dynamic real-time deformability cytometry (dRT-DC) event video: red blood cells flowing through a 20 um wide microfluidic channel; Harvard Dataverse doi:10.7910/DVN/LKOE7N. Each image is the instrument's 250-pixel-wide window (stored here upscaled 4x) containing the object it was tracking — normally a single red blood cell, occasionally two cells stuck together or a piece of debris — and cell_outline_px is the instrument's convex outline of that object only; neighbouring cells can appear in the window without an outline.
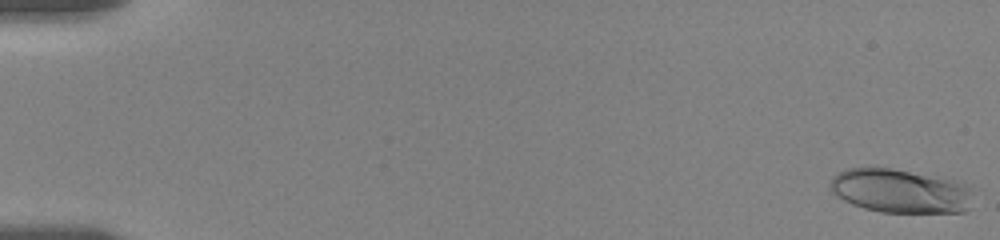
{"species": "human", "species_latin": "Homo sapiens", "temperature_condition": "room temperature", "stored_images_in_passage": 82, "camera_frame_rate_fps": 3000, "um_per_image_px": 0.085, "donor": {"sex": "female"}, "frame": {"image": 1, "passage_image": 1, "time_ms": 0.0, "image_size_px": [1000, 240], "cell_outline_px": [[972, 208], [964, 212], [880, 212], [864, 208], [852, 204], [836, 196], [828, 188], [828, 184], [832, 176], [848, 168], [892, 168], [956, 180], [972, 184]], "centroid_in_image_um": [76.57, 16.23], "position_along_channel_um": 8.4, "area_um2": 37.17}}
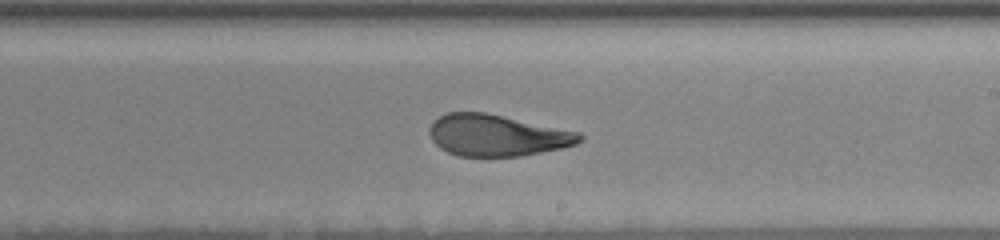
{"frame": {"image": 2, "passage_image": 53, "time_ms": 11.333, "image_size_px": [1000, 240], "cell_outline_px": [[584, 140], [576, 144], [560, 148], [520, 156], [456, 156], [440, 148], [432, 140], [428, 132], [428, 128], [432, 120], [448, 112], [484, 112], [580, 132], [584, 136]], "centroid_in_image_um": [42.22, 11.5], "position_along_channel_um": 246.8, "area_um2": 36.36}}
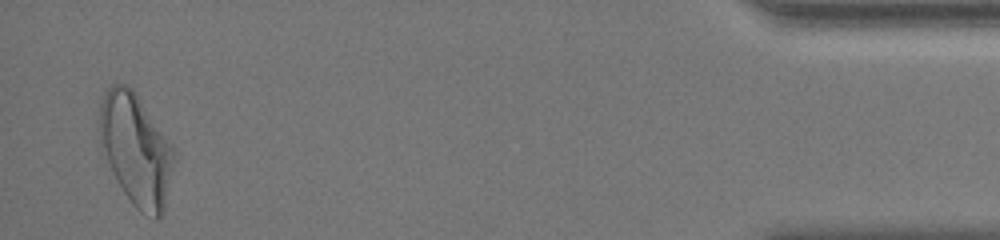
{"frame": {"image": 3, "passage_image": 81, "time_ms": 18.333, "image_size_px": [1000, 240], "cell_outline_px": [[176, 156], [164, 212], [160, 220], [152, 220], [140, 212], [132, 204], [116, 180], [100, 152], [100, 104], [108, 88], [112, 84], [124, 84], [132, 88], [136, 92], [172, 144], [176, 152]], "centroid_in_image_um": [11.58, 12.77], "position_along_channel_um": 423.6, "area_um2": 49.19}, "authors_computed_cell_mechanics": {"area_um2": 37.57, "velocity_mm_per_s": 3.5548, "shape_relaxation_time_tau1_ms": 7.7012, "shape_relaxation_time_tau2_ms": 1.4336, "deformation_change_tau1": 0.2325, "deformation_change_tau2": 0.0972}}